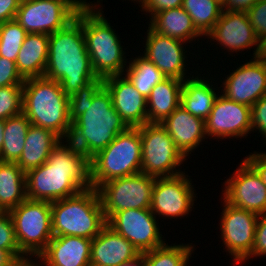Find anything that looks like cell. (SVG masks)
Returning <instances> with one entry per match:
<instances>
[{
	"instance_id": "1",
	"label": "cell",
	"mask_w": 266,
	"mask_h": 266,
	"mask_svg": "<svg viewBox=\"0 0 266 266\" xmlns=\"http://www.w3.org/2000/svg\"><path fill=\"white\" fill-rule=\"evenodd\" d=\"M103 85L104 78L98 77L69 97L72 126L68 140L88 159L129 128Z\"/></svg>"
},
{
	"instance_id": "2",
	"label": "cell",
	"mask_w": 266,
	"mask_h": 266,
	"mask_svg": "<svg viewBox=\"0 0 266 266\" xmlns=\"http://www.w3.org/2000/svg\"><path fill=\"white\" fill-rule=\"evenodd\" d=\"M66 141L52 149L44 164L25 174L27 199L53 202L91 187L89 159Z\"/></svg>"
},
{
	"instance_id": "3",
	"label": "cell",
	"mask_w": 266,
	"mask_h": 266,
	"mask_svg": "<svg viewBox=\"0 0 266 266\" xmlns=\"http://www.w3.org/2000/svg\"><path fill=\"white\" fill-rule=\"evenodd\" d=\"M44 77L58 81L69 97L98 78L86 49L82 24L76 18L65 28L49 34Z\"/></svg>"
},
{
	"instance_id": "4",
	"label": "cell",
	"mask_w": 266,
	"mask_h": 266,
	"mask_svg": "<svg viewBox=\"0 0 266 266\" xmlns=\"http://www.w3.org/2000/svg\"><path fill=\"white\" fill-rule=\"evenodd\" d=\"M22 112L32 125L52 130L61 139L70 137L69 96L58 81L46 77L25 79Z\"/></svg>"
},
{
	"instance_id": "5",
	"label": "cell",
	"mask_w": 266,
	"mask_h": 266,
	"mask_svg": "<svg viewBox=\"0 0 266 266\" xmlns=\"http://www.w3.org/2000/svg\"><path fill=\"white\" fill-rule=\"evenodd\" d=\"M51 210L54 236L94 239L107 224L98 191L92 187L51 202Z\"/></svg>"
},
{
	"instance_id": "6",
	"label": "cell",
	"mask_w": 266,
	"mask_h": 266,
	"mask_svg": "<svg viewBox=\"0 0 266 266\" xmlns=\"http://www.w3.org/2000/svg\"><path fill=\"white\" fill-rule=\"evenodd\" d=\"M141 160L139 128L129 127L89 159L90 186L97 189L109 180L141 173Z\"/></svg>"
},
{
	"instance_id": "7",
	"label": "cell",
	"mask_w": 266,
	"mask_h": 266,
	"mask_svg": "<svg viewBox=\"0 0 266 266\" xmlns=\"http://www.w3.org/2000/svg\"><path fill=\"white\" fill-rule=\"evenodd\" d=\"M95 10L77 12L75 17L82 24L92 69L97 77L102 78L123 75L126 60L119 37L104 18L101 9Z\"/></svg>"
},
{
	"instance_id": "8",
	"label": "cell",
	"mask_w": 266,
	"mask_h": 266,
	"mask_svg": "<svg viewBox=\"0 0 266 266\" xmlns=\"http://www.w3.org/2000/svg\"><path fill=\"white\" fill-rule=\"evenodd\" d=\"M20 251L39 256L53 238L51 202L26 199L9 211Z\"/></svg>"
},
{
	"instance_id": "9",
	"label": "cell",
	"mask_w": 266,
	"mask_h": 266,
	"mask_svg": "<svg viewBox=\"0 0 266 266\" xmlns=\"http://www.w3.org/2000/svg\"><path fill=\"white\" fill-rule=\"evenodd\" d=\"M138 128L142 143L141 173L156 178L181 174L176 167L186 159L166 128L161 123L149 122Z\"/></svg>"
},
{
	"instance_id": "10",
	"label": "cell",
	"mask_w": 266,
	"mask_h": 266,
	"mask_svg": "<svg viewBox=\"0 0 266 266\" xmlns=\"http://www.w3.org/2000/svg\"><path fill=\"white\" fill-rule=\"evenodd\" d=\"M155 178L138 173L101 184L97 191L106 221L118 211L150 209Z\"/></svg>"
},
{
	"instance_id": "11",
	"label": "cell",
	"mask_w": 266,
	"mask_h": 266,
	"mask_svg": "<svg viewBox=\"0 0 266 266\" xmlns=\"http://www.w3.org/2000/svg\"><path fill=\"white\" fill-rule=\"evenodd\" d=\"M76 14L65 0H21L15 20L27 33L49 35L65 28Z\"/></svg>"
},
{
	"instance_id": "12",
	"label": "cell",
	"mask_w": 266,
	"mask_h": 266,
	"mask_svg": "<svg viewBox=\"0 0 266 266\" xmlns=\"http://www.w3.org/2000/svg\"><path fill=\"white\" fill-rule=\"evenodd\" d=\"M221 236L234 262L243 263L252 257L258 216L256 213L230 205L224 200Z\"/></svg>"
},
{
	"instance_id": "13",
	"label": "cell",
	"mask_w": 266,
	"mask_h": 266,
	"mask_svg": "<svg viewBox=\"0 0 266 266\" xmlns=\"http://www.w3.org/2000/svg\"><path fill=\"white\" fill-rule=\"evenodd\" d=\"M107 224L132 243L141 254L165 244L156 216L150 209L118 211Z\"/></svg>"
},
{
	"instance_id": "14",
	"label": "cell",
	"mask_w": 266,
	"mask_h": 266,
	"mask_svg": "<svg viewBox=\"0 0 266 266\" xmlns=\"http://www.w3.org/2000/svg\"><path fill=\"white\" fill-rule=\"evenodd\" d=\"M184 174L155 178L150 207L154 215L177 218L192 211L196 196L191 181Z\"/></svg>"
},
{
	"instance_id": "15",
	"label": "cell",
	"mask_w": 266,
	"mask_h": 266,
	"mask_svg": "<svg viewBox=\"0 0 266 266\" xmlns=\"http://www.w3.org/2000/svg\"><path fill=\"white\" fill-rule=\"evenodd\" d=\"M225 183L222 194L227 203L257 215L266 213V186L245 159Z\"/></svg>"
},
{
	"instance_id": "16",
	"label": "cell",
	"mask_w": 266,
	"mask_h": 266,
	"mask_svg": "<svg viewBox=\"0 0 266 266\" xmlns=\"http://www.w3.org/2000/svg\"><path fill=\"white\" fill-rule=\"evenodd\" d=\"M206 135L218 138L243 137L252 130L251 107L220 95L205 120Z\"/></svg>"
},
{
	"instance_id": "17",
	"label": "cell",
	"mask_w": 266,
	"mask_h": 266,
	"mask_svg": "<svg viewBox=\"0 0 266 266\" xmlns=\"http://www.w3.org/2000/svg\"><path fill=\"white\" fill-rule=\"evenodd\" d=\"M245 63L225 79L223 94L228 100L254 105L266 95V65L260 58Z\"/></svg>"
},
{
	"instance_id": "18",
	"label": "cell",
	"mask_w": 266,
	"mask_h": 266,
	"mask_svg": "<svg viewBox=\"0 0 266 266\" xmlns=\"http://www.w3.org/2000/svg\"><path fill=\"white\" fill-rule=\"evenodd\" d=\"M206 36L220 42V45L232 52L257 45L253 51L254 57H258L263 48L246 12L223 10L213 29Z\"/></svg>"
},
{
	"instance_id": "19",
	"label": "cell",
	"mask_w": 266,
	"mask_h": 266,
	"mask_svg": "<svg viewBox=\"0 0 266 266\" xmlns=\"http://www.w3.org/2000/svg\"><path fill=\"white\" fill-rule=\"evenodd\" d=\"M147 32L143 57L152 62L166 78L186 80V51L182 45L185 42L156 33L150 27Z\"/></svg>"
},
{
	"instance_id": "20",
	"label": "cell",
	"mask_w": 266,
	"mask_h": 266,
	"mask_svg": "<svg viewBox=\"0 0 266 266\" xmlns=\"http://www.w3.org/2000/svg\"><path fill=\"white\" fill-rule=\"evenodd\" d=\"M111 75L104 78L112 105L129 127L147 123V98L137 91L126 76Z\"/></svg>"
},
{
	"instance_id": "21",
	"label": "cell",
	"mask_w": 266,
	"mask_h": 266,
	"mask_svg": "<svg viewBox=\"0 0 266 266\" xmlns=\"http://www.w3.org/2000/svg\"><path fill=\"white\" fill-rule=\"evenodd\" d=\"M140 254L132 243L106 224L92 239L90 263L91 266H118Z\"/></svg>"
},
{
	"instance_id": "22",
	"label": "cell",
	"mask_w": 266,
	"mask_h": 266,
	"mask_svg": "<svg viewBox=\"0 0 266 266\" xmlns=\"http://www.w3.org/2000/svg\"><path fill=\"white\" fill-rule=\"evenodd\" d=\"M91 242L80 236H53L36 258L46 266H91Z\"/></svg>"
},
{
	"instance_id": "23",
	"label": "cell",
	"mask_w": 266,
	"mask_h": 266,
	"mask_svg": "<svg viewBox=\"0 0 266 266\" xmlns=\"http://www.w3.org/2000/svg\"><path fill=\"white\" fill-rule=\"evenodd\" d=\"M171 136L176 148L186 158L205 138V121L191 115L181 105L161 123Z\"/></svg>"
},
{
	"instance_id": "24",
	"label": "cell",
	"mask_w": 266,
	"mask_h": 266,
	"mask_svg": "<svg viewBox=\"0 0 266 266\" xmlns=\"http://www.w3.org/2000/svg\"><path fill=\"white\" fill-rule=\"evenodd\" d=\"M60 141L62 139L52 130L31 124L28 128L22 155L16 162L17 165L25 174L41 166Z\"/></svg>"
},
{
	"instance_id": "25",
	"label": "cell",
	"mask_w": 266,
	"mask_h": 266,
	"mask_svg": "<svg viewBox=\"0 0 266 266\" xmlns=\"http://www.w3.org/2000/svg\"><path fill=\"white\" fill-rule=\"evenodd\" d=\"M49 53V35L27 33L16 60L22 78L43 77Z\"/></svg>"
},
{
	"instance_id": "26",
	"label": "cell",
	"mask_w": 266,
	"mask_h": 266,
	"mask_svg": "<svg viewBox=\"0 0 266 266\" xmlns=\"http://www.w3.org/2000/svg\"><path fill=\"white\" fill-rule=\"evenodd\" d=\"M183 82L180 79L165 78L151 90L147 98V122L162 123L173 113L181 103Z\"/></svg>"
},
{
	"instance_id": "27",
	"label": "cell",
	"mask_w": 266,
	"mask_h": 266,
	"mask_svg": "<svg viewBox=\"0 0 266 266\" xmlns=\"http://www.w3.org/2000/svg\"><path fill=\"white\" fill-rule=\"evenodd\" d=\"M149 27L156 33L190 43L202 34L183 7L162 10L151 17Z\"/></svg>"
},
{
	"instance_id": "28",
	"label": "cell",
	"mask_w": 266,
	"mask_h": 266,
	"mask_svg": "<svg viewBox=\"0 0 266 266\" xmlns=\"http://www.w3.org/2000/svg\"><path fill=\"white\" fill-rule=\"evenodd\" d=\"M204 79L193 77L184 80L181 89L180 105L191 115L203 119L210 115L212 106L219 95Z\"/></svg>"
},
{
	"instance_id": "29",
	"label": "cell",
	"mask_w": 266,
	"mask_h": 266,
	"mask_svg": "<svg viewBox=\"0 0 266 266\" xmlns=\"http://www.w3.org/2000/svg\"><path fill=\"white\" fill-rule=\"evenodd\" d=\"M26 199L25 173L16 162L0 161V205L9 212Z\"/></svg>"
},
{
	"instance_id": "30",
	"label": "cell",
	"mask_w": 266,
	"mask_h": 266,
	"mask_svg": "<svg viewBox=\"0 0 266 266\" xmlns=\"http://www.w3.org/2000/svg\"><path fill=\"white\" fill-rule=\"evenodd\" d=\"M30 125V121L23 112L5 120L0 161L17 162L19 160Z\"/></svg>"
},
{
	"instance_id": "31",
	"label": "cell",
	"mask_w": 266,
	"mask_h": 266,
	"mask_svg": "<svg viewBox=\"0 0 266 266\" xmlns=\"http://www.w3.org/2000/svg\"><path fill=\"white\" fill-rule=\"evenodd\" d=\"M125 71L127 72L125 76L145 98H148L151 90L166 78L152 62L143 56H138L131 61Z\"/></svg>"
},
{
	"instance_id": "32",
	"label": "cell",
	"mask_w": 266,
	"mask_h": 266,
	"mask_svg": "<svg viewBox=\"0 0 266 266\" xmlns=\"http://www.w3.org/2000/svg\"><path fill=\"white\" fill-rule=\"evenodd\" d=\"M182 7L203 37L213 29L223 11L219 3L211 0H183Z\"/></svg>"
},
{
	"instance_id": "33",
	"label": "cell",
	"mask_w": 266,
	"mask_h": 266,
	"mask_svg": "<svg viewBox=\"0 0 266 266\" xmlns=\"http://www.w3.org/2000/svg\"><path fill=\"white\" fill-rule=\"evenodd\" d=\"M193 247L191 245H173L166 243L153 250L142 253L146 266H187Z\"/></svg>"
},
{
	"instance_id": "34",
	"label": "cell",
	"mask_w": 266,
	"mask_h": 266,
	"mask_svg": "<svg viewBox=\"0 0 266 266\" xmlns=\"http://www.w3.org/2000/svg\"><path fill=\"white\" fill-rule=\"evenodd\" d=\"M26 35L15 19L0 24V56L16 62Z\"/></svg>"
},
{
	"instance_id": "35",
	"label": "cell",
	"mask_w": 266,
	"mask_h": 266,
	"mask_svg": "<svg viewBox=\"0 0 266 266\" xmlns=\"http://www.w3.org/2000/svg\"><path fill=\"white\" fill-rule=\"evenodd\" d=\"M23 85L0 87V120L22 113Z\"/></svg>"
},
{
	"instance_id": "36",
	"label": "cell",
	"mask_w": 266,
	"mask_h": 266,
	"mask_svg": "<svg viewBox=\"0 0 266 266\" xmlns=\"http://www.w3.org/2000/svg\"><path fill=\"white\" fill-rule=\"evenodd\" d=\"M0 249L7 250L20 264L31 261L20 251L9 212L0 217Z\"/></svg>"
},
{
	"instance_id": "37",
	"label": "cell",
	"mask_w": 266,
	"mask_h": 266,
	"mask_svg": "<svg viewBox=\"0 0 266 266\" xmlns=\"http://www.w3.org/2000/svg\"><path fill=\"white\" fill-rule=\"evenodd\" d=\"M257 39L266 42V0H259L246 12Z\"/></svg>"
},
{
	"instance_id": "38",
	"label": "cell",
	"mask_w": 266,
	"mask_h": 266,
	"mask_svg": "<svg viewBox=\"0 0 266 266\" xmlns=\"http://www.w3.org/2000/svg\"><path fill=\"white\" fill-rule=\"evenodd\" d=\"M23 83L24 79L17 70L16 62L0 56V87Z\"/></svg>"
},
{
	"instance_id": "39",
	"label": "cell",
	"mask_w": 266,
	"mask_h": 266,
	"mask_svg": "<svg viewBox=\"0 0 266 266\" xmlns=\"http://www.w3.org/2000/svg\"><path fill=\"white\" fill-rule=\"evenodd\" d=\"M252 129H258L266 140V95L251 106Z\"/></svg>"
},
{
	"instance_id": "40",
	"label": "cell",
	"mask_w": 266,
	"mask_h": 266,
	"mask_svg": "<svg viewBox=\"0 0 266 266\" xmlns=\"http://www.w3.org/2000/svg\"><path fill=\"white\" fill-rule=\"evenodd\" d=\"M260 255H266V213L258 216L252 247V257Z\"/></svg>"
},
{
	"instance_id": "41",
	"label": "cell",
	"mask_w": 266,
	"mask_h": 266,
	"mask_svg": "<svg viewBox=\"0 0 266 266\" xmlns=\"http://www.w3.org/2000/svg\"><path fill=\"white\" fill-rule=\"evenodd\" d=\"M183 0H142L143 11L151 14V17L162 10L182 7Z\"/></svg>"
},
{
	"instance_id": "42",
	"label": "cell",
	"mask_w": 266,
	"mask_h": 266,
	"mask_svg": "<svg viewBox=\"0 0 266 266\" xmlns=\"http://www.w3.org/2000/svg\"><path fill=\"white\" fill-rule=\"evenodd\" d=\"M21 0H0V24L15 19Z\"/></svg>"
},
{
	"instance_id": "43",
	"label": "cell",
	"mask_w": 266,
	"mask_h": 266,
	"mask_svg": "<svg viewBox=\"0 0 266 266\" xmlns=\"http://www.w3.org/2000/svg\"><path fill=\"white\" fill-rule=\"evenodd\" d=\"M245 160L260 175L262 182L266 186V153H253L245 158Z\"/></svg>"
},
{
	"instance_id": "44",
	"label": "cell",
	"mask_w": 266,
	"mask_h": 266,
	"mask_svg": "<svg viewBox=\"0 0 266 266\" xmlns=\"http://www.w3.org/2000/svg\"><path fill=\"white\" fill-rule=\"evenodd\" d=\"M259 0H224L223 10L247 12Z\"/></svg>"
},
{
	"instance_id": "45",
	"label": "cell",
	"mask_w": 266,
	"mask_h": 266,
	"mask_svg": "<svg viewBox=\"0 0 266 266\" xmlns=\"http://www.w3.org/2000/svg\"><path fill=\"white\" fill-rule=\"evenodd\" d=\"M69 5H71L77 12H84V11H91L94 9H98L96 8V6L98 7V5H94V4H87L86 0H65ZM94 6V7H93Z\"/></svg>"
},
{
	"instance_id": "46",
	"label": "cell",
	"mask_w": 266,
	"mask_h": 266,
	"mask_svg": "<svg viewBox=\"0 0 266 266\" xmlns=\"http://www.w3.org/2000/svg\"><path fill=\"white\" fill-rule=\"evenodd\" d=\"M21 265L7 250L0 249V266Z\"/></svg>"
},
{
	"instance_id": "47",
	"label": "cell",
	"mask_w": 266,
	"mask_h": 266,
	"mask_svg": "<svg viewBox=\"0 0 266 266\" xmlns=\"http://www.w3.org/2000/svg\"><path fill=\"white\" fill-rule=\"evenodd\" d=\"M118 266H146L145 256L140 254L137 258L121 263Z\"/></svg>"
},
{
	"instance_id": "48",
	"label": "cell",
	"mask_w": 266,
	"mask_h": 266,
	"mask_svg": "<svg viewBox=\"0 0 266 266\" xmlns=\"http://www.w3.org/2000/svg\"><path fill=\"white\" fill-rule=\"evenodd\" d=\"M4 125L5 120H0V154L3 147V140H4Z\"/></svg>"
},
{
	"instance_id": "49",
	"label": "cell",
	"mask_w": 266,
	"mask_h": 266,
	"mask_svg": "<svg viewBox=\"0 0 266 266\" xmlns=\"http://www.w3.org/2000/svg\"><path fill=\"white\" fill-rule=\"evenodd\" d=\"M19 266H38L37 263L35 264L34 262L32 261H29L27 263H24V264H21Z\"/></svg>"
},
{
	"instance_id": "50",
	"label": "cell",
	"mask_w": 266,
	"mask_h": 266,
	"mask_svg": "<svg viewBox=\"0 0 266 266\" xmlns=\"http://www.w3.org/2000/svg\"><path fill=\"white\" fill-rule=\"evenodd\" d=\"M259 56L266 65V52H261Z\"/></svg>"
},
{
	"instance_id": "51",
	"label": "cell",
	"mask_w": 266,
	"mask_h": 266,
	"mask_svg": "<svg viewBox=\"0 0 266 266\" xmlns=\"http://www.w3.org/2000/svg\"><path fill=\"white\" fill-rule=\"evenodd\" d=\"M6 213L4 208L0 205V217L3 216Z\"/></svg>"
},
{
	"instance_id": "52",
	"label": "cell",
	"mask_w": 266,
	"mask_h": 266,
	"mask_svg": "<svg viewBox=\"0 0 266 266\" xmlns=\"http://www.w3.org/2000/svg\"><path fill=\"white\" fill-rule=\"evenodd\" d=\"M211 1L217 2L223 7L224 0H211Z\"/></svg>"
},
{
	"instance_id": "53",
	"label": "cell",
	"mask_w": 266,
	"mask_h": 266,
	"mask_svg": "<svg viewBox=\"0 0 266 266\" xmlns=\"http://www.w3.org/2000/svg\"><path fill=\"white\" fill-rule=\"evenodd\" d=\"M261 52H266V42L263 44V48Z\"/></svg>"
}]
</instances>
